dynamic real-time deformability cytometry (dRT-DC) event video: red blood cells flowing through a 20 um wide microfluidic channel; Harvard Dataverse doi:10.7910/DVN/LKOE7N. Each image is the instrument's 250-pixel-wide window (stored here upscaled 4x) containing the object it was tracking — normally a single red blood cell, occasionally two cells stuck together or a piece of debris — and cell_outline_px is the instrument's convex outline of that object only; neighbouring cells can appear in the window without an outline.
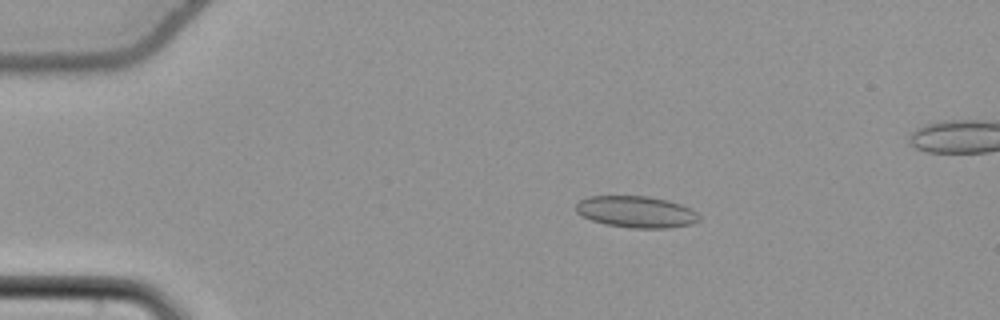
{"species": "common noctule bat (a hibernating species)", "species_latin": "Nyctalus noctula", "temperature_condition": "cold", "stored_images_in_passage": 56, "camera_frame_rate_fps": 3000, "um_per_image_px": 0.085, "animal": {"sex": "female", "body_mass_g": 22.7, "forearm_length_mm": 54.2}, "frame": {"image": 1, "passage_image": 12, "time_ms": 3.667, "image_size_px": [1000, 320], "cell_outline_px": [[700, 220], [692, 224], [668, 228], [628, 228], [604, 224], [592, 220], [576, 212], [576, 204], [580, 200], [588, 196], [648, 196], [668, 200], [692, 208], [700, 216]], "centroid_in_image_um": [54.1, 18.01], "position_along_channel_um": 30.9, "area_um2": 22.83}}
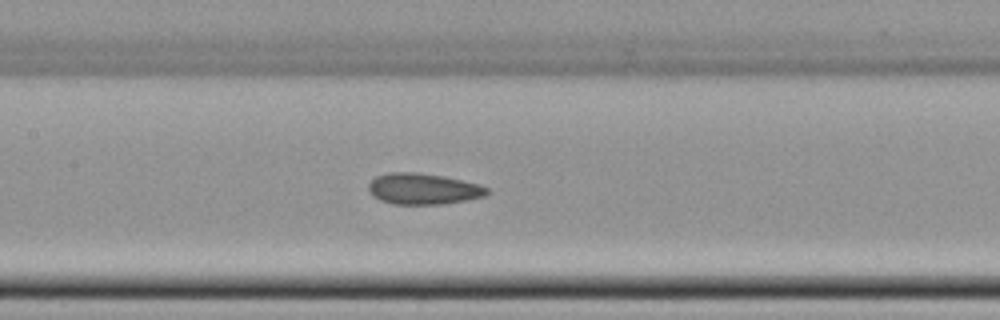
{"frame": {"image": 2, "passage_image": 28, "time_ms": 9.0, "image_size_px": [1000, 320], "cell_outline_px": [[488, 192], [484, 196], [468, 200], [444, 204], [392, 204], [380, 200], [372, 196], [368, 188], [368, 184], [376, 176], [388, 172], [416, 172], [444, 176], [480, 184], [488, 188]], "centroid_in_image_um": [35.96, 16.05], "position_along_channel_um": 171.4, "area_um2": 21.62}}
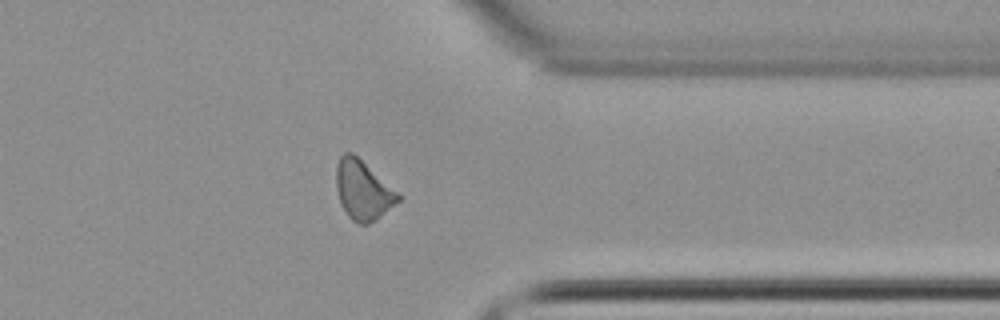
{"frame": {"image": 3, "passage_image": 45, "time_ms": 14.667, "image_size_px": [1000, 320], "cell_outline_px": [[400, 200], [376, 220], [368, 224], [360, 224], [352, 220], [348, 216], [340, 204], [336, 188], [336, 164], [340, 156], [344, 152], [352, 152], [396, 192], [400, 196]], "centroid_in_image_um": [30.79, 16.18], "position_along_channel_um": 380.6, "area_um2": 20.98}}